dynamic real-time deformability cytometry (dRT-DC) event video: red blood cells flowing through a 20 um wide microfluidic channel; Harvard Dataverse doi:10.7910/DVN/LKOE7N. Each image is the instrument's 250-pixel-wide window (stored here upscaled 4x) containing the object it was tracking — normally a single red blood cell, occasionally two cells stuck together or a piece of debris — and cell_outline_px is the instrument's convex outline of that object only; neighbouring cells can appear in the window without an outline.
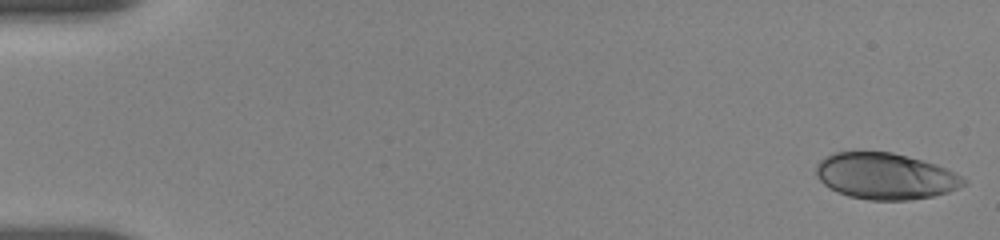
{"species": "human", "species_latin": "Homo sapiens", "temperature_condition": "room temperature", "stored_images_in_passage": 23, "camera_frame_rate_fps": 3000, "um_per_image_px": 0.085, "donor": {"sex": "female"}, "frame": {"image": 1, "passage_image": 1, "time_ms": 0.0, "image_size_px": [1000, 240], "cell_outline_px": [[968, 184], [948, 192], [932, 196], [908, 200], [868, 200], [848, 196], [836, 192], [828, 188], [816, 176], [816, 164], [824, 156], [836, 152], [892, 152], [936, 164], [968, 180]], "centroid_in_image_um": [75.23, 14.98], "position_along_channel_um": 9.8, "area_um2": 39.82}}
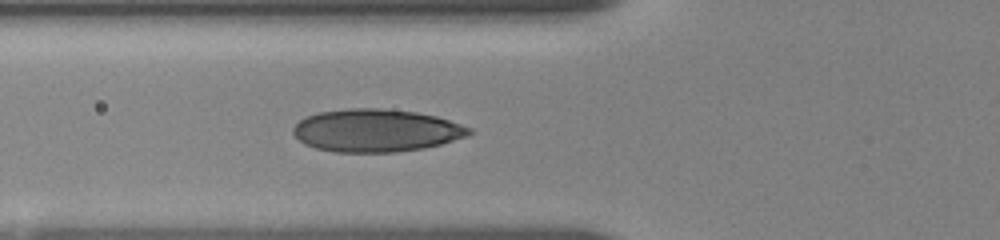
{"frame": {"image": 2, "passage_image": 20, "time_ms": 6.333, "image_size_px": [1000, 240], "cell_outline_px": [[476, 132], [468, 136], [440, 144], [424, 148], [396, 152], [336, 152], [316, 148], [304, 144], [292, 132], [292, 128], [300, 120], [308, 116], [320, 112], [352, 108], [380, 108], [416, 112], [436, 116], [472, 128]], "centroid_in_image_um": [32.0, 11.09], "position_along_channel_um": 93.8, "area_um2": 43.75}}
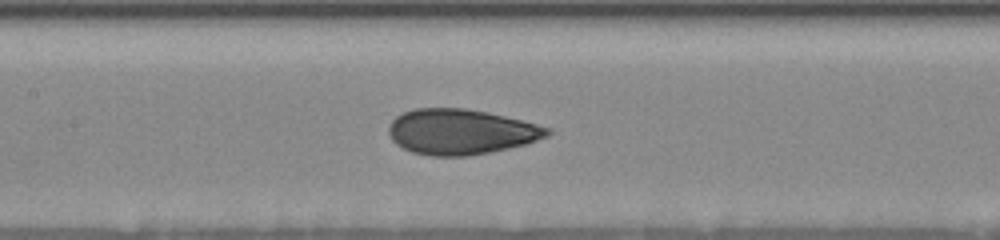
{"frame": {"image": 3, "passage_image": 23, "time_ms": 8.333, "image_size_px": [1000, 240], "cell_outline_px": [[552, 132], [548, 136], [524, 144], [508, 148], [468, 156], [432, 156], [412, 152], [396, 144], [392, 140], [388, 132], [388, 124], [396, 116], [404, 112], [416, 108], [464, 108], [488, 112], [524, 120], [552, 128]], "centroid_in_image_um": [39.17, 11.19], "position_along_channel_um": 168.2, "area_um2": 42.08}}